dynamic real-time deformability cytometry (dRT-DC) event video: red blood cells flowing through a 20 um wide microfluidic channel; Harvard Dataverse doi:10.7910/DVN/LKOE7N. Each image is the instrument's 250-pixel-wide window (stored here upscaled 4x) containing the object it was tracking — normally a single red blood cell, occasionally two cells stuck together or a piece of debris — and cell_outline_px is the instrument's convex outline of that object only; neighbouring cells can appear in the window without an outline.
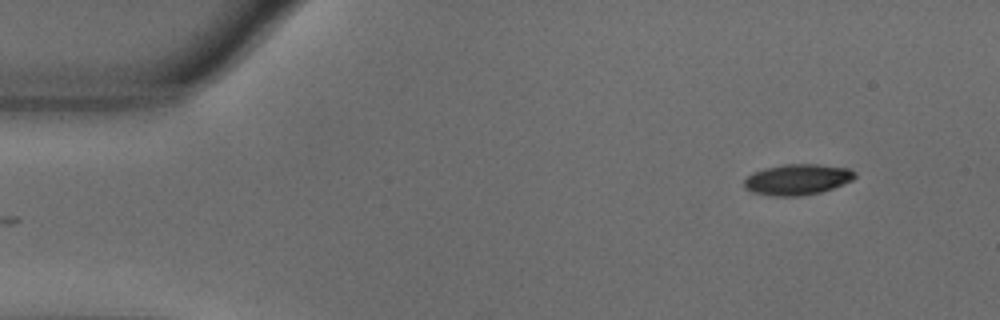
{"species": "common noctule bat (a hibernating species)", "species_latin": "Nyctalus noctula", "temperature_condition": "warm", "stored_images_in_passage": 51, "camera_frame_rate_fps": 3000, "um_per_image_px": 0.085, "animal": {"sex": "male", "body_mass_g": 18.8}, "frame": {"image": 1, "passage_image": 1, "time_ms": 0.0, "image_size_px": [1000, 320], "cell_outline_px": [[856, 176], [852, 180], [832, 188], [820, 192], [800, 196], [772, 196], [752, 192], [744, 188], [744, 180], [748, 176], [764, 168], [784, 164], [816, 164], [848, 168], [856, 172]], "centroid_in_image_um": [67.77, 15.26], "position_along_channel_um": 17.2, "area_um2": 19.77}}
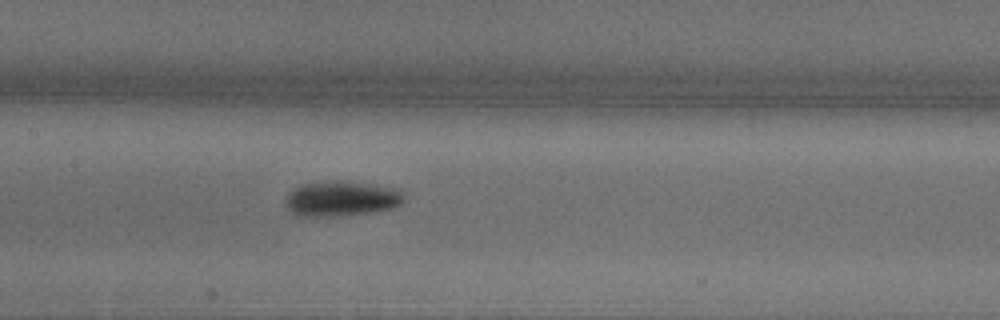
{"frame": {"image": 2, "passage_image": 22, "time_ms": 7.0, "image_size_px": [1000, 320], "cell_outline_px": [[404, 200], [400, 204], [392, 208], [376, 212], [332, 216], [296, 216], [284, 204], [284, 200], [296, 188], [304, 184], [320, 180], [344, 180], [396, 188], [404, 192]], "centroid_in_image_um": [29.04, 16.87], "position_along_channel_um": 178.4, "area_um2": 24.51}}
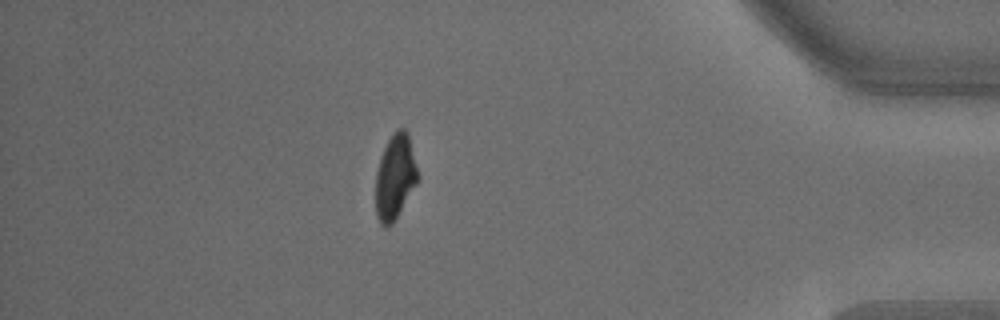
{"frame": {"image": 3, "passage_image": 44, "time_ms": 14.333, "image_size_px": [1000, 320], "cell_outline_px": [[420, 180], [392, 224], [388, 228], [384, 228], [380, 224], [376, 216], [376, 172], [380, 156], [388, 140], [396, 128], [404, 128], [408, 132], [420, 176]], "centroid_in_image_um": [33.6, 15.05], "position_along_channel_um": 401.6, "area_um2": 21.33}, "authors_computed_cell_mechanics": {"area_um2": 21.4438, "velocity_mm_per_s": 3.6224, "shape_relaxation_time_tau1_ms": 2.7435, "shape_relaxation_time_tau2_ms": null, "deformation_change_tau1": 0.143, "deformation_change_tau2": null}}